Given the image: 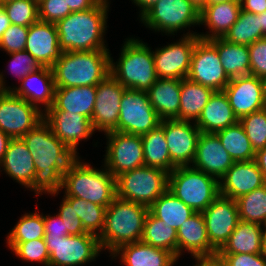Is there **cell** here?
Returning a JSON list of instances; mask_svg holds the SVG:
<instances>
[{
  "label": "cell",
  "mask_w": 266,
  "mask_h": 266,
  "mask_svg": "<svg viewBox=\"0 0 266 266\" xmlns=\"http://www.w3.org/2000/svg\"><path fill=\"white\" fill-rule=\"evenodd\" d=\"M190 2L199 10L201 11L206 5L207 0H190Z\"/></svg>",
  "instance_id": "be15d7a7"
},
{
  "label": "cell",
  "mask_w": 266,
  "mask_h": 266,
  "mask_svg": "<svg viewBox=\"0 0 266 266\" xmlns=\"http://www.w3.org/2000/svg\"><path fill=\"white\" fill-rule=\"evenodd\" d=\"M169 173L148 166L116 177V196L148 208L168 189Z\"/></svg>",
  "instance_id": "9c48e42d"
},
{
  "label": "cell",
  "mask_w": 266,
  "mask_h": 266,
  "mask_svg": "<svg viewBox=\"0 0 266 266\" xmlns=\"http://www.w3.org/2000/svg\"><path fill=\"white\" fill-rule=\"evenodd\" d=\"M168 190L195 212L202 213L219 195V180L191 166L169 173Z\"/></svg>",
  "instance_id": "ba28073f"
},
{
  "label": "cell",
  "mask_w": 266,
  "mask_h": 266,
  "mask_svg": "<svg viewBox=\"0 0 266 266\" xmlns=\"http://www.w3.org/2000/svg\"><path fill=\"white\" fill-rule=\"evenodd\" d=\"M160 125L164 130L172 164L175 167L191 166L201 134L195 122L164 119Z\"/></svg>",
  "instance_id": "e0dca14e"
},
{
  "label": "cell",
  "mask_w": 266,
  "mask_h": 266,
  "mask_svg": "<svg viewBox=\"0 0 266 266\" xmlns=\"http://www.w3.org/2000/svg\"><path fill=\"white\" fill-rule=\"evenodd\" d=\"M132 4L138 7V19L141 18L159 0H131Z\"/></svg>",
  "instance_id": "9f6ffc18"
},
{
  "label": "cell",
  "mask_w": 266,
  "mask_h": 266,
  "mask_svg": "<svg viewBox=\"0 0 266 266\" xmlns=\"http://www.w3.org/2000/svg\"><path fill=\"white\" fill-rule=\"evenodd\" d=\"M97 85L55 87L54 101L49 109L77 113L91 120L96 101Z\"/></svg>",
  "instance_id": "4dcf8cb0"
},
{
  "label": "cell",
  "mask_w": 266,
  "mask_h": 266,
  "mask_svg": "<svg viewBox=\"0 0 266 266\" xmlns=\"http://www.w3.org/2000/svg\"><path fill=\"white\" fill-rule=\"evenodd\" d=\"M84 160L78 156L64 172L59 193L49 195L58 197L63 192V196L77 197L107 208L116 197V178L104 165L97 168Z\"/></svg>",
  "instance_id": "3957f363"
},
{
  "label": "cell",
  "mask_w": 266,
  "mask_h": 266,
  "mask_svg": "<svg viewBox=\"0 0 266 266\" xmlns=\"http://www.w3.org/2000/svg\"><path fill=\"white\" fill-rule=\"evenodd\" d=\"M180 92L181 80L169 78H158L147 90L148 99L162 120H180Z\"/></svg>",
  "instance_id": "f1b7e54d"
},
{
  "label": "cell",
  "mask_w": 266,
  "mask_h": 266,
  "mask_svg": "<svg viewBox=\"0 0 266 266\" xmlns=\"http://www.w3.org/2000/svg\"><path fill=\"white\" fill-rule=\"evenodd\" d=\"M255 152L266 147V108L239 119Z\"/></svg>",
  "instance_id": "f6af8a7d"
},
{
  "label": "cell",
  "mask_w": 266,
  "mask_h": 266,
  "mask_svg": "<svg viewBox=\"0 0 266 266\" xmlns=\"http://www.w3.org/2000/svg\"><path fill=\"white\" fill-rule=\"evenodd\" d=\"M110 258L114 261L119 259L124 266H174L178 262V259L168 250L142 241L120 246L110 255Z\"/></svg>",
  "instance_id": "4316f807"
},
{
  "label": "cell",
  "mask_w": 266,
  "mask_h": 266,
  "mask_svg": "<svg viewBox=\"0 0 266 266\" xmlns=\"http://www.w3.org/2000/svg\"><path fill=\"white\" fill-rule=\"evenodd\" d=\"M71 13L93 8L100 0H65Z\"/></svg>",
  "instance_id": "11a10c76"
},
{
  "label": "cell",
  "mask_w": 266,
  "mask_h": 266,
  "mask_svg": "<svg viewBox=\"0 0 266 266\" xmlns=\"http://www.w3.org/2000/svg\"><path fill=\"white\" fill-rule=\"evenodd\" d=\"M236 200L239 219L244 222L264 225L266 222V184Z\"/></svg>",
  "instance_id": "ab89813d"
},
{
  "label": "cell",
  "mask_w": 266,
  "mask_h": 266,
  "mask_svg": "<svg viewBox=\"0 0 266 266\" xmlns=\"http://www.w3.org/2000/svg\"><path fill=\"white\" fill-rule=\"evenodd\" d=\"M263 226L239 221L228 240L217 254H260L263 250Z\"/></svg>",
  "instance_id": "1f68e13d"
},
{
  "label": "cell",
  "mask_w": 266,
  "mask_h": 266,
  "mask_svg": "<svg viewBox=\"0 0 266 266\" xmlns=\"http://www.w3.org/2000/svg\"><path fill=\"white\" fill-rule=\"evenodd\" d=\"M44 239L49 266H83L96 261L103 253L98 236L91 233L45 236Z\"/></svg>",
  "instance_id": "30bf717a"
},
{
  "label": "cell",
  "mask_w": 266,
  "mask_h": 266,
  "mask_svg": "<svg viewBox=\"0 0 266 266\" xmlns=\"http://www.w3.org/2000/svg\"><path fill=\"white\" fill-rule=\"evenodd\" d=\"M25 51L34 57L41 66L52 67L63 53L55 23L38 20L29 26Z\"/></svg>",
  "instance_id": "cb8c5ba5"
},
{
  "label": "cell",
  "mask_w": 266,
  "mask_h": 266,
  "mask_svg": "<svg viewBox=\"0 0 266 266\" xmlns=\"http://www.w3.org/2000/svg\"><path fill=\"white\" fill-rule=\"evenodd\" d=\"M7 248L14 255L25 262L39 263L49 266V253L44 238L33 239L27 242H6Z\"/></svg>",
  "instance_id": "7bdbcfd3"
},
{
  "label": "cell",
  "mask_w": 266,
  "mask_h": 266,
  "mask_svg": "<svg viewBox=\"0 0 266 266\" xmlns=\"http://www.w3.org/2000/svg\"><path fill=\"white\" fill-rule=\"evenodd\" d=\"M229 0H207V4H216V3H222Z\"/></svg>",
  "instance_id": "003e7915"
},
{
  "label": "cell",
  "mask_w": 266,
  "mask_h": 266,
  "mask_svg": "<svg viewBox=\"0 0 266 266\" xmlns=\"http://www.w3.org/2000/svg\"><path fill=\"white\" fill-rule=\"evenodd\" d=\"M208 41L217 49L223 69L230 79L250 74L248 46L229 43L223 38Z\"/></svg>",
  "instance_id": "d6a6232c"
},
{
  "label": "cell",
  "mask_w": 266,
  "mask_h": 266,
  "mask_svg": "<svg viewBox=\"0 0 266 266\" xmlns=\"http://www.w3.org/2000/svg\"><path fill=\"white\" fill-rule=\"evenodd\" d=\"M265 184L255 160L236 161L219 180L220 195L235 200Z\"/></svg>",
  "instance_id": "d4e9b609"
},
{
  "label": "cell",
  "mask_w": 266,
  "mask_h": 266,
  "mask_svg": "<svg viewBox=\"0 0 266 266\" xmlns=\"http://www.w3.org/2000/svg\"><path fill=\"white\" fill-rule=\"evenodd\" d=\"M111 0H100L93 8L73 12L56 23L63 52L109 50L106 42Z\"/></svg>",
  "instance_id": "7a4b0ae2"
},
{
  "label": "cell",
  "mask_w": 266,
  "mask_h": 266,
  "mask_svg": "<svg viewBox=\"0 0 266 266\" xmlns=\"http://www.w3.org/2000/svg\"><path fill=\"white\" fill-rule=\"evenodd\" d=\"M241 10L253 14H261L266 11V0H240Z\"/></svg>",
  "instance_id": "db71d44e"
},
{
  "label": "cell",
  "mask_w": 266,
  "mask_h": 266,
  "mask_svg": "<svg viewBox=\"0 0 266 266\" xmlns=\"http://www.w3.org/2000/svg\"><path fill=\"white\" fill-rule=\"evenodd\" d=\"M33 159L22 138H12L0 162V172L27 189L36 171Z\"/></svg>",
  "instance_id": "83f0119b"
},
{
  "label": "cell",
  "mask_w": 266,
  "mask_h": 266,
  "mask_svg": "<svg viewBox=\"0 0 266 266\" xmlns=\"http://www.w3.org/2000/svg\"><path fill=\"white\" fill-rule=\"evenodd\" d=\"M126 88L111 74L97 84L91 124L95 132L108 133L118 125L121 97Z\"/></svg>",
  "instance_id": "ac0fdd59"
},
{
  "label": "cell",
  "mask_w": 266,
  "mask_h": 266,
  "mask_svg": "<svg viewBox=\"0 0 266 266\" xmlns=\"http://www.w3.org/2000/svg\"><path fill=\"white\" fill-rule=\"evenodd\" d=\"M199 39L198 35L181 36L176 42H169L152 50L157 77L180 80L187 78L192 54Z\"/></svg>",
  "instance_id": "5bb4252c"
},
{
  "label": "cell",
  "mask_w": 266,
  "mask_h": 266,
  "mask_svg": "<svg viewBox=\"0 0 266 266\" xmlns=\"http://www.w3.org/2000/svg\"><path fill=\"white\" fill-rule=\"evenodd\" d=\"M43 120V113L12 91H0V130L22 138Z\"/></svg>",
  "instance_id": "4fadbf2b"
},
{
  "label": "cell",
  "mask_w": 266,
  "mask_h": 266,
  "mask_svg": "<svg viewBox=\"0 0 266 266\" xmlns=\"http://www.w3.org/2000/svg\"><path fill=\"white\" fill-rule=\"evenodd\" d=\"M192 266H223L216 258L213 259H196Z\"/></svg>",
  "instance_id": "94428289"
},
{
  "label": "cell",
  "mask_w": 266,
  "mask_h": 266,
  "mask_svg": "<svg viewBox=\"0 0 266 266\" xmlns=\"http://www.w3.org/2000/svg\"><path fill=\"white\" fill-rule=\"evenodd\" d=\"M214 90L193 82L181 80L180 120L196 122Z\"/></svg>",
  "instance_id": "836d02e7"
},
{
  "label": "cell",
  "mask_w": 266,
  "mask_h": 266,
  "mask_svg": "<svg viewBox=\"0 0 266 266\" xmlns=\"http://www.w3.org/2000/svg\"><path fill=\"white\" fill-rule=\"evenodd\" d=\"M141 241L171 252L177 258V231L148 212Z\"/></svg>",
  "instance_id": "74e56055"
},
{
  "label": "cell",
  "mask_w": 266,
  "mask_h": 266,
  "mask_svg": "<svg viewBox=\"0 0 266 266\" xmlns=\"http://www.w3.org/2000/svg\"><path fill=\"white\" fill-rule=\"evenodd\" d=\"M22 140L34 158L36 169L27 190L37 197L59 193L64 172L78 156L54 135L44 120L26 133Z\"/></svg>",
  "instance_id": "6da1fadb"
},
{
  "label": "cell",
  "mask_w": 266,
  "mask_h": 266,
  "mask_svg": "<svg viewBox=\"0 0 266 266\" xmlns=\"http://www.w3.org/2000/svg\"><path fill=\"white\" fill-rule=\"evenodd\" d=\"M266 36L260 29L259 14H253L241 10L238 19L225 34L223 39L229 43L249 46L256 40L265 38Z\"/></svg>",
  "instance_id": "f35d334b"
},
{
  "label": "cell",
  "mask_w": 266,
  "mask_h": 266,
  "mask_svg": "<svg viewBox=\"0 0 266 266\" xmlns=\"http://www.w3.org/2000/svg\"><path fill=\"white\" fill-rule=\"evenodd\" d=\"M57 214L63 220L65 229H67L69 235H79L87 233L81 223L80 218L76 214L72 205L62 197Z\"/></svg>",
  "instance_id": "816d5d0a"
},
{
  "label": "cell",
  "mask_w": 266,
  "mask_h": 266,
  "mask_svg": "<svg viewBox=\"0 0 266 266\" xmlns=\"http://www.w3.org/2000/svg\"><path fill=\"white\" fill-rule=\"evenodd\" d=\"M241 12L240 0H229L222 3L207 4L200 11V26H205L206 31L198 32L200 39L211 40L223 38L238 19Z\"/></svg>",
  "instance_id": "484cf974"
},
{
  "label": "cell",
  "mask_w": 266,
  "mask_h": 266,
  "mask_svg": "<svg viewBox=\"0 0 266 266\" xmlns=\"http://www.w3.org/2000/svg\"><path fill=\"white\" fill-rule=\"evenodd\" d=\"M10 1H14V0H0V6Z\"/></svg>",
  "instance_id": "a7ac6f4b"
},
{
  "label": "cell",
  "mask_w": 266,
  "mask_h": 266,
  "mask_svg": "<svg viewBox=\"0 0 266 266\" xmlns=\"http://www.w3.org/2000/svg\"><path fill=\"white\" fill-rule=\"evenodd\" d=\"M24 212L14 227L7 233L6 242H27L45 237L43 212ZM41 213V214H40Z\"/></svg>",
  "instance_id": "b9f144b4"
},
{
  "label": "cell",
  "mask_w": 266,
  "mask_h": 266,
  "mask_svg": "<svg viewBox=\"0 0 266 266\" xmlns=\"http://www.w3.org/2000/svg\"><path fill=\"white\" fill-rule=\"evenodd\" d=\"M233 163L215 133L201 132L191 167L220 180Z\"/></svg>",
  "instance_id": "603a6c76"
},
{
  "label": "cell",
  "mask_w": 266,
  "mask_h": 266,
  "mask_svg": "<svg viewBox=\"0 0 266 266\" xmlns=\"http://www.w3.org/2000/svg\"><path fill=\"white\" fill-rule=\"evenodd\" d=\"M145 166L158 168L168 173L176 167L172 164L167 141L161 125L141 136Z\"/></svg>",
  "instance_id": "e575fe53"
},
{
  "label": "cell",
  "mask_w": 266,
  "mask_h": 266,
  "mask_svg": "<svg viewBox=\"0 0 266 266\" xmlns=\"http://www.w3.org/2000/svg\"><path fill=\"white\" fill-rule=\"evenodd\" d=\"M238 121L224 91H214L195 124L201 132L216 133Z\"/></svg>",
  "instance_id": "f546056e"
},
{
  "label": "cell",
  "mask_w": 266,
  "mask_h": 266,
  "mask_svg": "<svg viewBox=\"0 0 266 266\" xmlns=\"http://www.w3.org/2000/svg\"><path fill=\"white\" fill-rule=\"evenodd\" d=\"M255 161L261 170L263 179L266 183V147L256 152Z\"/></svg>",
  "instance_id": "6f0895ef"
},
{
  "label": "cell",
  "mask_w": 266,
  "mask_h": 266,
  "mask_svg": "<svg viewBox=\"0 0 266 266\" xmlns=\"http://www.w3.org/2000/svg\"><path fill=\"white\" fill-rule=\"evenodd\" d=\"M120 105L118 125L113 131L142 136L158 127L162 121L152 107L146 91L126 88Z\"/></svg>",
  "instance_id": "8fae6325"
},
{
  "label": "cell",
  "mask_w": 266,
  "mask_h": 266,
  "mask_svg": "<svg viewBox=\"0 0 266 266\" xmlns=\"http://www.w3.org/2000/svg\"><path fill=\"white\" fill-rule=\"evenodd\" d=\"M223 91L238 120L265 108L261 81L255 75L231 78Z\"/></svg>",
  "instance_id": "7402d4cb"
},
{
  "label": "cell",
  "mask_w": 266,
  "mask_h": 266,
  "mask_svg": "<svg viewBox=\"0 0 266 266\" xmlns=\"http://www.w3.org/2000/svg\"><path fill=\"white\" fill-rule=\"evenodd\" d=\"M10 25L11 23L6 12L0 6V40L2 38L3 33L8 29Z\"/></svg>",
  "instance_id": "91938a15"
},
{
  "label": "cell",
  "mask_w": 266,
  "mask_h": 266,
  "mask_svg": "<svg viewBox=\"0 0 266 266\" xmlns=\"http://www.w3.org/2000/svg\"><path fill=\"white\" fill-rule=\"evenodd\" d=\"M71 13L65 0H38V18L40 21L57 23Z\"/></svg>",
  "instance_id": "c3c4849f"
},
{
  "label": "cell",
  "mask_w": 266,
  "mask_h": 266,
  "mask_svg": "<svg viewBox=\"0 0 266 266\" xmlns=\"http://www.w3.org/2000/svg\"><path fill=\"white\" fill-rule=\"evenodd\" d=\"M140 22L154 33L161 32L162 36L197 35L196 30L190 28L199 26L200 11L190 0H159L139 19Z\"/></svg>",
  "instance_id": "52a82bcc"
},
{
  "label": "cell",
  "mask_w": 266,
  "mask_h": 266,
  "mask_svg": "<svg viewBox=\"0 0 266 266\" xmlns=\"http://www.w3.org/2000/svg\"><path fill=\"white\" fill-rule=\"evenodd\" d=\"M43 120L54 135L77 156L79 144L82 141L87 142L95 134L91 120L81 114L48 109L43 113Z\"/></svg>",
  "instance_id": "d6986e66"
},
{
  "label": "cell",
  "mask_w": 266,
  "mask_h": 266,
  "mask_svg": "<svg viewBox=\"0 0 266 266\" xmlns=\"http://www.w3.org/2000/svg\"><path fill=\"white\" fill-rule=\"evenodd\" d=\"M1 7L6 12L11 24L29 27L39 20L37 0H14L1 5Z\"/></svg>",
  "instance_id": "ee69618b"
},
{
  "label": "cell",
  "mask_w": 266,
  "mask_h": 266,
  "mask_svg": "<svg viewBox=\"0 0 266 266\" xmlns=\"http://www.w3.org/2000/svg\"><path fill=\"white\" fill-rule=\"evenodd\" d=\"M176 231L178 261L185 253L190 254L193 260L213 259L216 257L217 250L208 240L202 213L195 212Z\"/></svg>",
  "instance_id": "44dd1931"
},
{
  "label": "cell",
  "mask_w": 266,
  "mask_h": 266,
  "mask_svg": "<svg viewBox=\"0 0 266 266\" xmlns=\"http://www.w3.org/2000/svg\"><path fill=\"white\" fill-rule=\"evenodd\" d=\"M262 237H263L262 254L266 257V227L264 225H263V228H262Z\"/></svg>",
  "instance_id": "03108f58"
},
{
  "label": "cell",
  "mask_w": 266,
  "mask_h": 266,
  "mask_svg": "<svg viewBox=\"0 0 266 266\" xmlns=\"http://www.w3.org/2000/svg\"><path fill=\"white\" fill-rule=\"evenodd\" d=\"M215 134L234 162L255 160L256 152L239 121Z\"/></svg>",
  "instance_id": "8d00e7d4"
},
{
  "label": "cell",
  "mask_w": 266,
  "mask_h": 266,
  "mask_svg": "<svg viewBox=\"0 0 266 266\" xmlns=\"http://www.w3.org/2000/svg\"><path fill=\"white\" fill-rule=\"evenodd\" d=\"M110 50L68 51L51 67L55 87L97 85L110 74Z\"/></svg>",
  "instance_id": "8992f818"
},
{
  "label": "cell",
  "mask_w": 266,
  "mask_h": 266,
  "mask_svg": "<svg viewBox=\"0 0 266 266\" xmlns=\"http://www.w3.org/2000/svg\"><path fill=\"white\" fill-rule=\"evenodd\" d=\"M10 57L8 70L15 76L19 83L21 80L31 72L40 69L42 66L38 61L32 57L27 51H18L7 54ZM10 73V75H11Z\"/></svg>",
  "instance_id": "bcb514c9"
},
{
  "label": "cell",
  "mask_w": 266,
  "mask_h": 266,
  "mask_svg": "<svg viewBox=\"0 0 266 266\" xmlns=\"http://www.w3.org/2000/svg\"><path fill=\"white\" fill-rule=\"evenodd\" d=\"M260 18V29L262 33L266 36V11L259 14Z\"/></svg>",
  "instance_id": "6125c7cd"
},
{
  "label": "cell",
  "mask_w": 266,
  "mask_h": 266,
  "mask_svg": "<svg viewBox=\"0 0 266 266\" xmlns=\"http://www.w3.org/2000/svg\"><path fill=\"white\" fill-rule=\"evenodd\" d=\"M29 27L11 24L0 40V50L6 54L25 50Z\"/></svg>",
  "instance_id": "7dc6e473"
},
{
  "label": "cell",
  "mask_w": 266,
  "mask_h": 266,
  "mask_svg": "<svg viewBox=\"0 0 266 266\" xmlns=\"http://www.w3.org/2000/svg\"><path fill=\"white\" fill-rule=\"evenodd\" d=\"M223 266H266V257L260 254H216Z\"/></svg>",
  "instance_id": "f907efd6"
},
{
  "label": "cell",
  "mask_w": 266,
  "mask_h": 266,
  "mask_svg": "<svg viewBox=\"0 0 266 266\" xmlns=\"http://www.w3.org/2000/svg\"><path fill=\"white\" fill-rule=\"evenodd\" d=\"M187 78L214 91H223L230 82L217 49L208 40L196 42Z\"/></svg>",
  "instance_id": "9a60e30c"
},
{
  "label": "cell",
  "mask_w": 266,
  "mask_h": 266,
  "mask_svg": "<svg viewBox=\"0 0 266 266\" xmlns=\"http://www.w3.org/2000/svg\"><path fill=\"white\" fill-rule=\"evenodd\" d=\"M261 86H262V95L263 101L266 107V75L260 78Z\"/></svg>",
  "instance_id": "e7e4bbea"
},
{
  "label": "cell",
  "mask_w": 266,
  "mask_h": 266,
  "mask_svg": "<svg viewBox=\"0 0 266 266\" xmlns=\"http://www.w3.org/2000/svg\"><path fill=\"white\" fill-rule=\"evenodd\" d=\"M147 206L115 197L106 208L105 221L98 236L102 250L110 255L120 246L141 241Z\"/></svg>",
  "instance_id": "277c9868"
},
{
  "label": "cell",
  "mask_w": 266,
  "mask_h": 266,
  "mask_svg": "<svg viewBox=\"0 0 266 266\" xmlns=\"http://www.w3.org/2000/svg\"><path fill=\"white\" fill-rule=\"evenodd\" d=\"M105 157L102 164L116 178L120 174L145 166L142 138L119 131L104 134Z\"/></svg>",
  "instance_id": "7c38bea8"
},
{
  "label": "cell",
  "mask_w": 266,
  "mask_h": 266,
  "mask_svg": "<svg viewBox=\"0 0 266 266\" xmlns=\"http://www.w3.org/2000/svg\"><path fill=\"white\" fill-rule=\"evenodd\" d=\"M124 40L118 59L110 56V74L125 88L147 92L158 80L152 47L135 35Z\"/></svg>",
  "instance_id": "5b68a950"
},
{
  "label": "cell",
  "mask_w": 266,
  "mask_h": 266,
  "mask_svg": "<svg viewBox=\"0 0 266 266\" xmlns=\"http://www.w3.org/2000/svg\"><path fill=\"white\" fill-rule=\"evenodd\" d=\"M5 73L0 72V91H12L15 95L36 106L42 113L48 110L54 101L55 82L50 67L26 75L18 86H9Z\"/></svg>",
  "instance_id": "2e32d148"
},
{
  "label": "cell",
  "mask_w": 266,
  "mask_h": 266,
  "mask_svg": "<svg viewBox=\"0 0 266 266\" xmlns=\"http://www.w3.org/2000/svg\"><path fill=\"white\" fill-rule=\"evenodd\" d=\"M54 215V216H53ZM43 214L45 236H67L68 231L65 229L63 220L59 214Z\"/></svg>",
  "instance_id": "f5cc1de1"
},
{
  "label": "cell",
  "mask_w": 266,
  "mask_h": 266,
  "mask_svg": "<svg viewBox=\"0 0 266 266\" xmlns=\"http://www.w3.org/2000/svg\"><path fill=\"white\" fill-rule=\"evenodd\" d=\"M74 208L87 233L99 236L103 230L106 207L72 196H63Z\"/></svg>",
  "instance_id": "60d3db41"
},
{
  "label": "cell",
  "mask_w": 266,
  "mask_h": 266,
  "mask_svg": "<svg viewBox=\"0 0 266 266\" xmlns=\"http://www.w3.org/2000/svg\"><path fill=\"white\" fill-rule=\"evenodd\" d=\"M210 244L218 251L237 227L236 200L219 195L203 212Z\"/></svg>",
  "instance_id": "ffe728a7"
},
{
  "label": "cell",
  "mask_w": 266,
  "mask_h": 266,
  "mask_svg": "<svg viewBox=\"0 0 266 266\" xmlns=\"http://www.w3.org/2000/svg\"><path fill=\"white\" fill-rule=\"evenodd\" d=\"M149 212L176 230L195 213L168 189L149 207Z\"/></svg>",
  "instance_id": "d590c367"
},
{
  "label": "cell",
  "mask_w": 266,
  "mask_h": 266,
  "mask_svg": "<svg viewBox=\"0 0 266 266\" xmlns=\"http://www.w3.org/2000/svg\"><path fill=\"white\" fill-rule=\"evenodd\" d=\"M250 55V74L259 78L266 75V37L248 46Z\"/></svg>",
  "instance_id": "681fc988"
},
{
  "label": "cell",
  "mask_w": 266,
  "mask_h": 266,
  "mask_svg": "<svg viewBox=\"0 0 266 266\" xmlns=\"http://www.w3.org/2000/svg\"><path fill=\"white\" fill-rule=\"evenodd\" d=\"M11 139L12 138L9 135L0 130V162L7 151V147Z\"/></svg>",
  "instance_id": "680465c9"
}]
</instances>
